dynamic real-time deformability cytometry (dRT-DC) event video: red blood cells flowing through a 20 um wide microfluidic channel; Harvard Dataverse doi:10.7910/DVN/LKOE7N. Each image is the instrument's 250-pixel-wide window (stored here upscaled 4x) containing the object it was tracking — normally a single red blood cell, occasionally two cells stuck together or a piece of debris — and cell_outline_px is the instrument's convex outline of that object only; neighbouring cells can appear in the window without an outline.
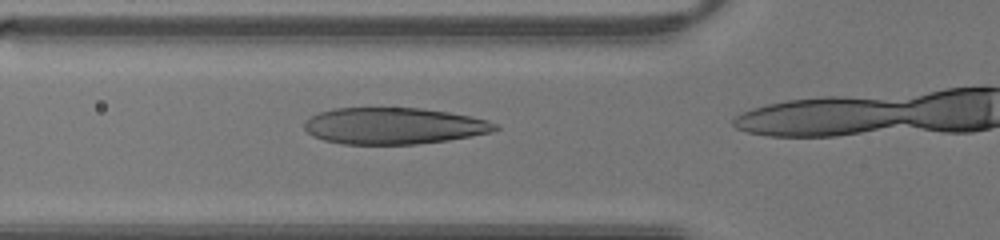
{"species": "human", "species_latin": "Homo sapiens", "temperature_condition": "warm", "stored_images_in_passage": 11, "camera_frame_rate_fps": 3000, "um_per_image_px": 0.085, "donor": {"sex": "male"}, "frame": {"image": 1, "passage_image": 10, "time_ms": 3.0, "image_size_px": [1000, 240], "cell_outline_px": [[500, 128], [492, 132], [448, 140], [416, 144], [344, 144], [324, 140], [312, 136], [304, 128], [304, 120], [320, 112], [332, 108], [420, 108], [448, 112], [472, 116], [488, 120], [496, 124]], "centroid_in_image_um": [33.47, 10.7], "position_along_channel_um": 92.3, "area_um2": 40.63}}